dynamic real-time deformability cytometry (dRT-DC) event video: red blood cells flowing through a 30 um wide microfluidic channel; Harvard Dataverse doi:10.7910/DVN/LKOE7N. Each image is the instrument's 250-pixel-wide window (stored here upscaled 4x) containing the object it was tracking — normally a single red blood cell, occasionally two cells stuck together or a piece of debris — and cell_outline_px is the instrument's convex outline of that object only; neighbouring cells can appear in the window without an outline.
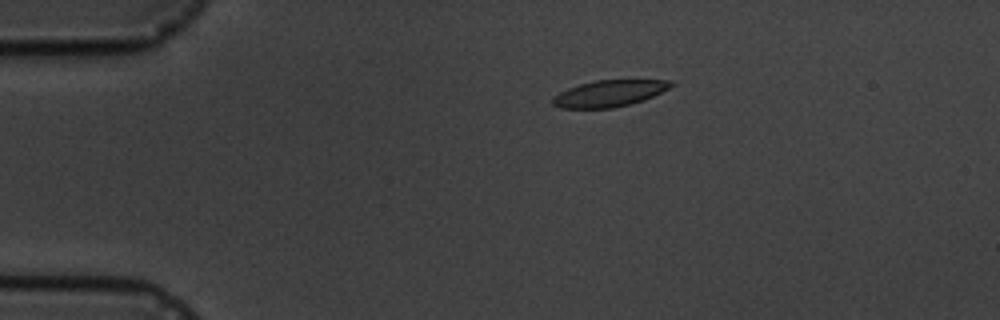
{"species": "common noctule bat (a hibernating species)", "species_latin": "Nyctalus noctula", "temperature_condition": "cold", "stored_images_in_passage": 3, "camera_frame_rate_fps": 3000, "um_per_image_px": 0.085, "animal": {"sex": "male", "body_mass_g": 19.5, "forearm_length_mm": 54.6}, "frame": {"image": 1, "passage_image": 1, "time_ms": 0.0, "image_size_px": [1000, 320], "cell_outline_px": [[676, 84], [644, 100], [612, 108], [560, 108], [552, 104], [552, 96], [568, 88], [580, 84], [596, 80], [672, 80]], "centroid_in_image_um": [51.77, 7.94], "position_along_channel_um": 33.2, "area_um2": 18.15}}
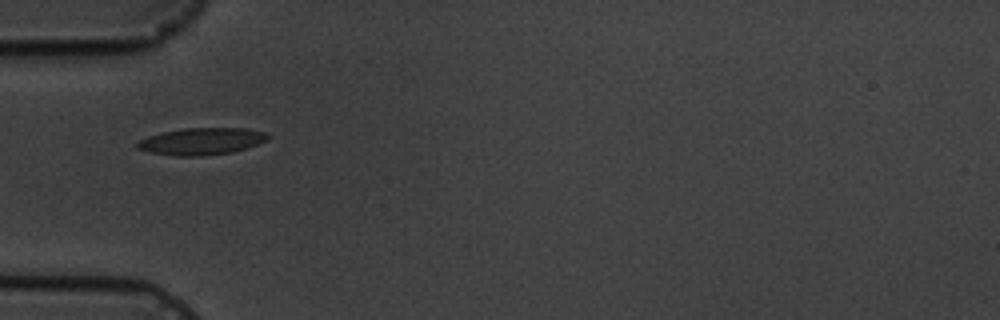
{"frame": {"image": 2, "passage_image": 3, "time_ms": 2.333, "image_size_px": [1000, 320], "cell_outline_px": [[272, 136], [268, 140], [248, 148], [232, 152], [200, 156], [176, 156], [148, 152], [136, 148], [136, 144], [140, 140], [148, 136], [164, 132], [184, 128], [244, 128], [264, 132]], "centroid_in_image_um": [17.16, 12.01], "position_along_channel_um": 67.8, "area_um2": 20.58}}